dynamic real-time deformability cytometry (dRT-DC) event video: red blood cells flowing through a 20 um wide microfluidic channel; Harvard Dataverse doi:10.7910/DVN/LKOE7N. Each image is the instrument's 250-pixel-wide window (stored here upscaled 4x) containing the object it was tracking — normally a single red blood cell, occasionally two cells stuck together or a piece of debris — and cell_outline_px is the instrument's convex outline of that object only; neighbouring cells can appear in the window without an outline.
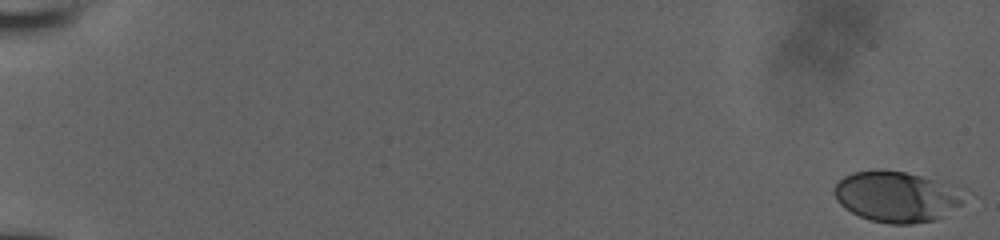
{"species": "human", "species_latin": "Homo sapiens", "temperature_condition": "room temperature", "stored_images_in_passage": 21, "camera_frame_rate_fps": 3000, "um_per_image_px": 0.085, "donor": {"sex": "male"}, "frame": {"image": 1, "passage_image": 1, "time_ms": 0.0, "image_size_px": [1000, 240], "cell_outline_px": [[968, 188], [960, 204], [936, 220], [912, 224], [892, 224], [872, 220], [860, 216], [844, 208], [836, 200], [832, 192], [832, 188], [844, 176], [852, 172], [884, 168], [964, 184]], "centroid_in_image_um": [76.29, 16.67], "position_along_channel_um": 8.7, "area_um2": 39.65}}
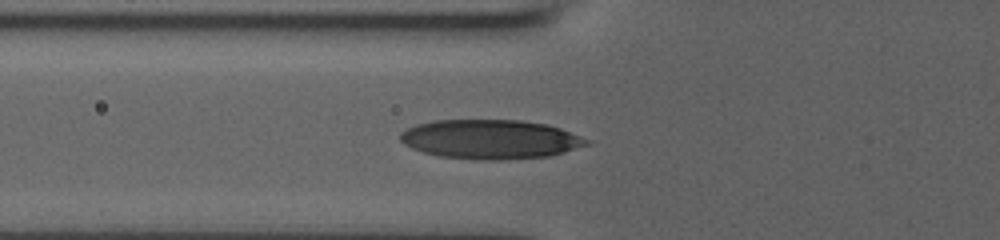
{"frame": {"image": 2, "passage_image": 12, "time_ms": 7.667, "image_size_px": [1000, 240], "cell_outline_px": [[592, 144], [552, 156], [500, 160], [484, 160], [440, 156], [424, 152], [412, 148], [404, 144], [400, 140], [400, 132], [416, 124], [436, 120], [520, 120], [544, 124], [560, 128], [592, 140]], "centroid_in_image_um": [41.73, 11.84], "position_along_channel_um": 84.1, "area_um2": 42.83}}
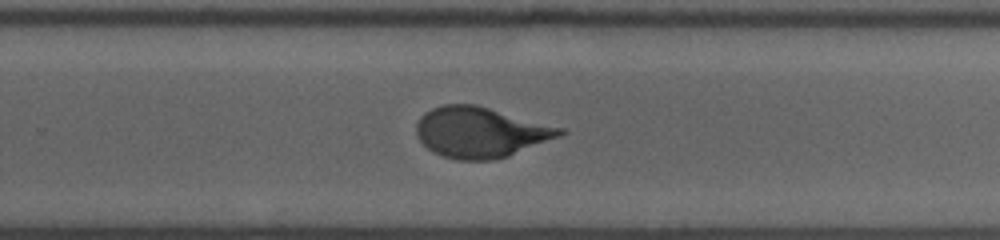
{"frame": {"image": 3, "passage_image": 21, "time_ms": 13.0, "image_size_px": [1000, 240], "cell_outline_px": [[568, 132], [560, 136], [508, 156], [492, 160], [456, 160], [444, 156], [428, 148], [416, 136], [416, 124], [420, 116], [424, 112], [432, 108], [444, 104], [476, 104], [564, 128]], "centroid_in_image_um": [40.84, 11.23], "position_along_channel_um": 289.0, "area_um2": 42.19}}